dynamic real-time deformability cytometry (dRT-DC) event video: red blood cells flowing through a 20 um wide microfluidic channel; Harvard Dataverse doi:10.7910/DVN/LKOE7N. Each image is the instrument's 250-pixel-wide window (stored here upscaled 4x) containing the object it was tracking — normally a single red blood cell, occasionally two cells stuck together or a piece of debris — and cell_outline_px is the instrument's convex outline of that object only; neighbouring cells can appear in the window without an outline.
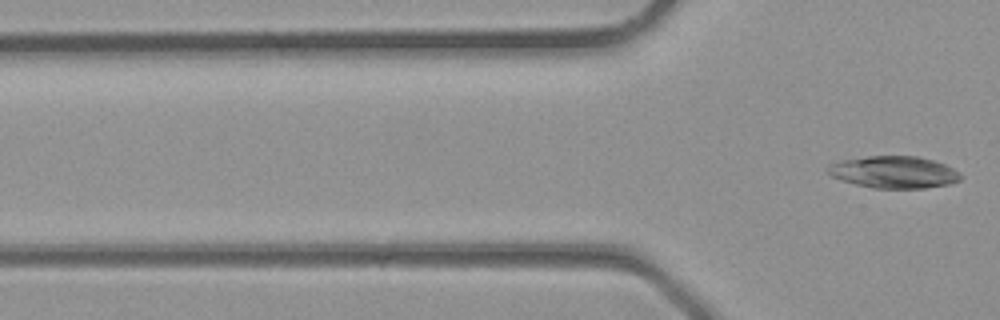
{"species": "common noctule bat (a hibernating species)", "species_latin": "Nyctalus noctula", "temperature_condition": "room temperature", "stored_images_in_passage": 4, "camera_frame_rate_fps": 3000, "um_per_image_px": 0.085, "animal": {"sex": "male", "body_mass_g": 23.1, "forearm_length_mm": 52.7}, "frame": {"image": 1, "passage_image": 4, "time_ms": 1.0, "image_size_px": [1000, 320], "cell_outline_px": [[964, 176], [960, 180], [948, 184], [924, 188], [872, 188], [840, 180], [832, 176], [824, 168], [828, 164], [844, 160], [868, 156], [916, 156], [932, 160], [944, 164], [960, 172]], "centroid_in_image_um": [75.97, 14.63], "position_along_channel_um": 49.8, "area_um2": 24.8}}